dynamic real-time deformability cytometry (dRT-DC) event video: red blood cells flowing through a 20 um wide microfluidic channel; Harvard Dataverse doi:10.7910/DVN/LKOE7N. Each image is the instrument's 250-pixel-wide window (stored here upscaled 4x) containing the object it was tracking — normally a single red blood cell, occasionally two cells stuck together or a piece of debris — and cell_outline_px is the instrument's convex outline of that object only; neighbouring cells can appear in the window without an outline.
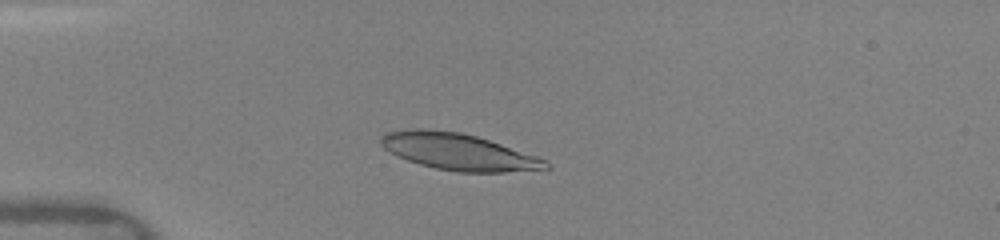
{"species": "human", "species_latin": "Homo sapiens", "temperature_condition": "warm", "stored_images_in_passage": 50, "camera_frame_rate_fps": 3000, "um_per_image_px": 0.085, "donor": {"sex": "female"}, "frame": {"image": 1, "passage_image": 12, "time_ms": 3.333, "image_size_px": [1000, 240], "cell_outline_px": [[552, 168], [504, 172], [456, 172], [436, 168], [420, 164], [396, 156], [388, 152], [380, 144], [380, 140], [384, 132], [416, 128], [420, 128], [460, 132], [476, 136], [548, 160]], "centroid_in_image_um": [38.93, 12.9], "position_along_channel_um": 46.1, "area_um2": 35.08}}
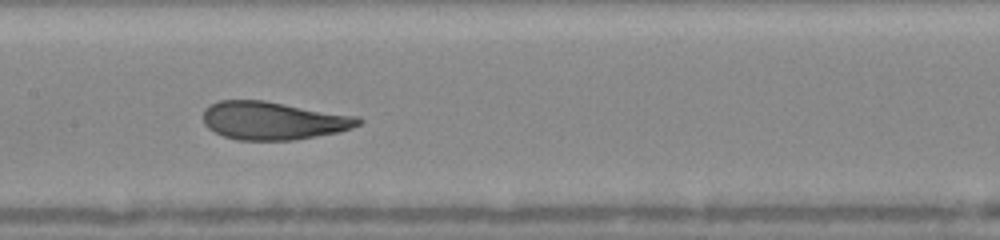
{"frame": {"image": 2, "passage_image": 25, "time_ms": 7.333, "image_size_px": [1000, 240], "cell_outline_px": [[364, 120], [360, 124], [352, 128], [340, 132], [292, 140], [236, 140], [224, 136], [208, 128], [204, 124], [204, 108], [208, 104], [220, 100], [264, 100], [360, 116]], "centroid_in_image_um": [23.25, 10.24], "position_along_channel_um": 184.1, "area_um2": 34.74}}
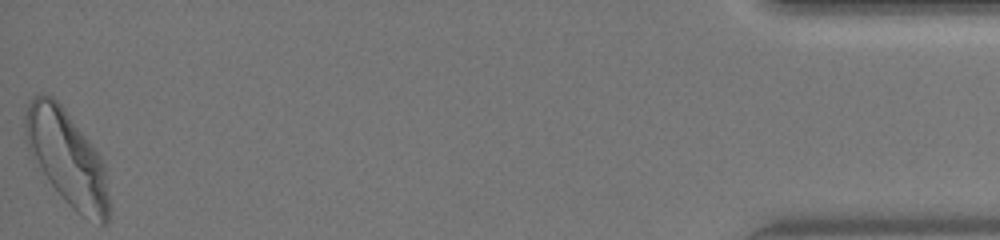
{"frame": {"image": 3, "passage_image": 50, "time_ms": 15.333, "image_size_px": [1000, 240], "cell_outline_px": [[108, 224], [100, 224], [80, 216], [64, 200], [28, 152], [24, 140], [24, 116], [28, 104], [32, 96], [40, 92], [44, 92], [52, 96], [64, 108], [100, 156], [104, 164], [108, 200]], "centroid_in_image_um": [5.64, 13.39], "position_along_channel_um": 429.6, "area_um2": 46.12}, "authors_computed_cell_mechanics": {"area_um2": 34.9112, "velocity_mm_per_s": 4.097, "shape_relaxation_time_tau1_ms": 3.7377, "shape_relaxation_time_tau2_ms": 0.8833, "deformation_change_tau1": 0.1803, "deformation_change_tau2": 0.0669}}